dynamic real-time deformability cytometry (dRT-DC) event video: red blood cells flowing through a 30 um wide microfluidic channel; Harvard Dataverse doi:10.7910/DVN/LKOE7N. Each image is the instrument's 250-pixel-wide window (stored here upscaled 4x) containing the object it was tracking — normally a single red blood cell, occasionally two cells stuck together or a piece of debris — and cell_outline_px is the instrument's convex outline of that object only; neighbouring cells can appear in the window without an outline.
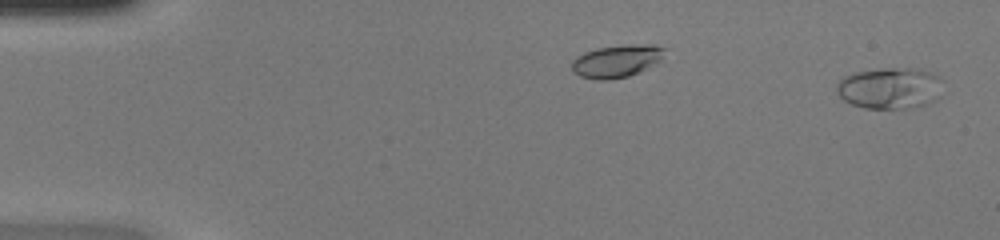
{"species": "common noctule bat (a hibernating species)", "species_latin": "Nyctalus noctula", "temperature_condition": "warm", "stored_images_in_passage": 36, "camera_frame_rate_fps": 3000, "um_per_image_px": 0.085, "animal": {"sex": "female", "body_mass_g": 20.0, "forearm_length_mm": 54.0}, "frame": {"image": 1, "passage_image": 1, "time_ms": 0.0, "image_size_px": [1000, 240], "cell_outline_px": [[944, 80], [940, 96], [936, 100], [928, 104], [912, 108], [864, 108], [852, 104], [844, 100], [836, 92], [836, 84], [844, 76], [856, 72], [880, 68], [920, 68], [940, 76]], "centroid_in_image_um": [75.7, 7.48], "position_along_channel_um": 9.3, "area_um2": 26.13}}
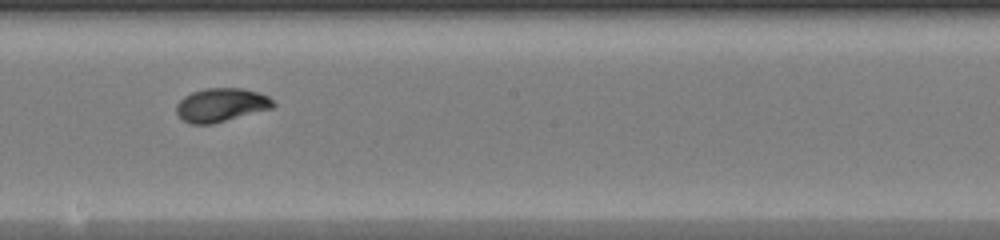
{"frame": {"image": 2, "passage_image": 19, "time_ms": 6.0, "image_size_px": [1000, 240], "cell_outline_px": [[276, 104], [272, 108], [212, 124], [192, 124], [184, 120], [176, 112], [176, 104], [184, 96], [192, 92], [204, 88], [240, 88], [256, 92], [268, 96]], "centroid_in_image_um": [18.78, 8.92], "position_along_channel_um": 229.4, "area_um2": 18.79}}
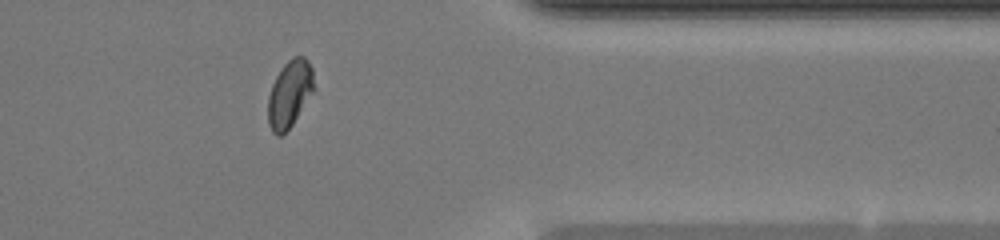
{"frame": {"image": 3, "passage_image": 31, "time_ms": 10.0, "image_size_px": [1000, 240], "cell_outline_px": [[316, 88], [292, 124], [280, 136], [276, 136], [272, 132], [268, 124], [268, 96], [272, 84], [280, 68], [292, 56], [304, 56], [308, 60], [312, 68]], "centroid_in_image_um": [24.63, 7.94], "position_along_channel_um": 386.8, "area_um2": 18.15}}